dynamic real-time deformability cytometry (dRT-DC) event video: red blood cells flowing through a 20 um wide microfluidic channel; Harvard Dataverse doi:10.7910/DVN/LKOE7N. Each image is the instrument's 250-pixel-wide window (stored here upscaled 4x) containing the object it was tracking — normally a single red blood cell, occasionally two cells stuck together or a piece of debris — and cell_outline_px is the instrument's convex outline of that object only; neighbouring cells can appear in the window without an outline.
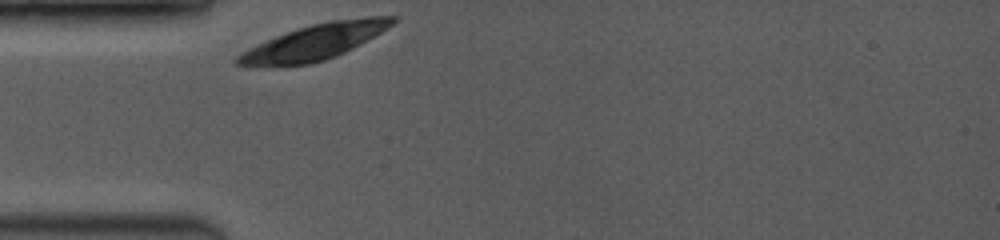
{"species": "common noctule bat (a hibernating species)", "species_latin": "Nyctalus noctula", "temperature_condition": "room temperature", "stored_images_in_passage": 1, "camera_frame_rate_fps": 3500, "um_per_image_px": 0.085, "animal": {"sex": "female", "body_mass_g": 19.0, "forearm_length_mm": 53.3}, "frame": {"image": 1, "passage_image": 1, "time_ms": 0.0, "image_size_px": [1000, 240], "cell_outline_px": [[396, 20], [388, 28], [360, 44], [336, 56], [324, 60], [308, 64], [236, 64], [232, 60], [240, 52], [256, 44], [276, 36], [312, 24], [332, 20], [364, 16], [396, 16]], "centroid_in_image_um": [26.79, 3.53], "position_along_channel_um": 58.2, "area_um2": 31.21}}